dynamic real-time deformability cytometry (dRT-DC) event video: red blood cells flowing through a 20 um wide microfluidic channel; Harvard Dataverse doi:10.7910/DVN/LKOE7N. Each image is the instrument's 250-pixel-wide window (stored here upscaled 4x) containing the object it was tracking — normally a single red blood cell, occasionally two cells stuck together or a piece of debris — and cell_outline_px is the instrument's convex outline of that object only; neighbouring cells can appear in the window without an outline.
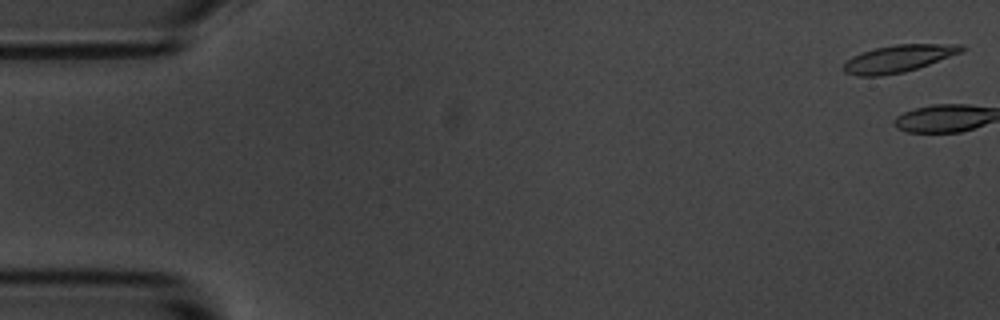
{"species": "common noctule bat (a hibernating species)", "species_latin": "Nyctalus noctula", "temperature_condition": "room temperature", "stored_images_in_passage": 3, "camera_frame_rate_fps": 3000, "um_per_image_px": 0.085, "animal": {"sex": "male", "body_mass_g": 20.1, "forearm_length_mm": 53.5}, "frame": {"image": 1, "passage_image": 1, "time_ms": 0.0, "image_size_px": [1000, 320], "cell_outline_px": [[968, 48], [964, 52], [904, 72], [880, 76], [856, 76], [844, 72], [840, 68], [852, 56], [860, 52], [876, 48], [896, 44], [964, 44]], "centroid_in_image_um": [76.38, 4.97], "position_along_channel_um": 8.6, "area_um2": 18.9}}